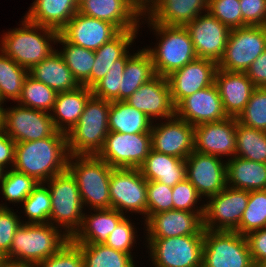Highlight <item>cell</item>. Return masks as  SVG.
I'll use <instances>...</instances> for the list:
<instances>
[{"label":"cell","mask_w":266,"mask_h":267,"mask_svg":"<svg viewBox=\"0 0 266 267\" xmlns=\"http://www.w3.org/2000/svg\"><path fill=\"white\" fill-rule=\"evenodd\" d=\"M109 196L112 209L147 215V180L139 168H113Z\"/></svg>","instance_id":"cell-14"},{"label":"cell","mask_w":266,"mask_h":267,"mask_svg":"<svg viewBox=\"0 0 266 267\" xmlns=\"http://www.w3.org/2000/svg\"><path fill=\"white\" fill-rule=\"evenodd\" d=\"M139 170L147 181H158L170 187L184 181L187 176L185 159L162 154L153 149Z\"/></svg>","instance_id":"cell-28"},{"label":"cell","mask_w":266,"mask_h":267,"mask_svg":"<svg viewBox=\"0 0 266 267\" xmlns=\"http://www.w3.org/2000/svg\"><path fill=\"white\" fill-rule=\"evenodd\" d=\"M7 109H3V131L16 143L44 139L58 131L49 112L20 104Z\"/></svg>","instance_id":"cell-13"},{"label":"cell","mask_w":266,"mask_h":267,"mask_svg":"<svg viewBox=\"0 0 266 267\" xmlns=\"http://www.w3.org/2000/svg\"><path fill=\"white\" fill-rule=\"evenodd\" d=\"M215 85L228 117L238 118L256 88L245 72L217 69Z\"/></svg>","instance_id":"cell-24"},{"label":"cell","mask_w":266,"mask_h":267,"mask_svg":"<svg viewBox=\"0 0 266 267\" xmlns=\"http://www.w3.org/2000/svg\"><path fill=\"white\" fill-rule=\"evenodd\" d=\"M236 154L235 156L266 163V132L240 124L236 125Z\"/></svg>","instance_id":"cell-38"},{"label":"cell","mask_w":266,"mask_h":267,"mask_svg":"<svg viewBox=\"0 0 266 267\" xmlns=\"http://www.w3.org/2000/svg\"><path fill=\"white\" fill-rule=\"evenodd\" d=\"M186 178L202 196H213L227 186L226 163L215 155L193 151L186 159Z\"/></svg>","instance_id":"cell-16"},{"label":"cell","mask_w":266,"mask_h":267,"mask_svg":"<svg viewBox=\"0 0 266 267\" xmlns=\"http://www.w3.org/2000/svg\"><path fill=\"white\" fill-rule=\"evenodd\" d=\"M68 158L67 135L57 131L51 137L16 143L12 166L44 185L47 180L67 170Z\"/></svg>","instance_id":"cell-1"},{"label":"cell","mask_w":266,"mask_h":267,"mask_svg":"<svg viewBox=\"0 0 266 267\" xmlns=\"http://www.w3.org/2000/svg\"><path fill=\"white\" fill-rule=\"evenodd\" d=\"M2 103H4V101L0 97V108H3Z\"/></svg>","instance_id":"cell-62"},{"label":"cell","mask_w":266,"mask_h":267,"mask_svg":"<svg viewBox=\"0 0 266 267\" xmlns=\"http://www.w3.org/2000/svg\"><path fill=\"white\" fill-rule=\"evenodd\" d=\"M156 76L152 58L146 49L131 55L123 72L121 86L119 87V101H125L142 84L147 83Z\"/></svg>","instance_id":"cell-34"},{"label":"cell","mask_w":266,"mask_h":267,"mask_svg":"<svg viewBox=\"0 0 266 267\" xmlns=\"http://www.w3.org/2000/svg\"><path fill=\"white\" fill-rule=\"evenodd\" d=\"M207 11L230 29L248 26L242 19L239 0H209Z\"/></svg>","instance_id":"cell-46"},{"label":"cell","mask_w":266,"mask_h":267,"mask_svg":"<svg viewBox=\"0 0 266 267\" xmlns=\"http://www.w3.org/2000/svg\"><path fill=\"white\" fill-rule=\"evenodd\" d=\"M28 72L35 80L43 82L57 93L74 90L80 86L56 49Z\"/></svg>","instance_id":"cell-31"},{"label":"cell","mask_w":266,"mask_h":267,"mask_svg":"<svg viewBox=\"0 0 266 267\" xmlns=\"http://www.w3.org/2000/svg\"><path fill=\"white\" fill-rule=\"evenodd\" d=\"M97 213L83 215L80 228L70 238L76 244H104L109 234L125 217L116 209L94 210Z\"/></svg>","instance_id":"cell-29"},{"label":"cell","mask_w":266,"mask_h":267,"mask_svg":"<svg viewBox=\"0 0 266 267\" xmlns=\"http://www.w3.org/2000/svg\"><path fill=\"white\" fill-rule=\"evenodd\" d=\"M4 259V257L0 254V262Z\"/></svg>","instance_id":"cell-63"},{"label":"cell","mask_w":266,"mask_h":267,"mask_svg":"<svg viewBox=\"0 0 266 267\" xmlns=\"http://www.w3.org/2000/svg\"><path fill=\"white\" fill-rule=\"evenodd\" d=\"M133 227L134 226L130 220L124 217L109 234L104 244L115 250L131 255L130 250L133 247V242H135V232Z\"/></svg>","instance_id":"cell-51"},{"label":"cell","mask_w":266,"mask_h":267,"mask_svg":"<svg viewBox=\"0 0 266 267\" xmlns=\"http://www.w3.org/2000/svg\"><path fill=\"white\" fill-rule=\"evenodd\" d=\"M237 120L244 126L266 132V87L254 89Z\"/></svg>","instance_id":"cell-45"},{"label":"cell","mask_w":266,"mask_h":267,"mask_svg":"<svg viewBox=\"0 0 266 267\" xmlns=\"http://www.w3.org/2000/svg\"><path fill=\"white\" fill-rule=\"evenodd\" d=\"M56 42L64 45L63 51L59 53L71 70L74 79L79 85L90 89V75L95 62V52L69 43L60 33Z\"/></svg>","instance_id":"cell-36"},{"label":"cell","mask_w":266,"mask_h":267,"mask_svg":"<svg viewBox=\"0 0 266 267\" xmlns=\"http://www.w3.org/2000/svg\"><path fill=\"white\" fill-rule=\"evenodd\" d=\"M34 267H84V261L79 246L70 239L54 255Z\"/></svg>","instance_id":"cell-48"},{"label":"cell","mask_w":266,"mask_h":267,"mask_svg":"<svg viewBox=\"0 0 266 267\" xmlns=\"http://www.w3.org/2000/svg\"><path fill=\"white\" fill-rule=\"evenodd\" d=\"M206 13L197 16L185 27L190 34L197 58L209 59L218 64L225 52L231 29L208 11Z\"/></svg>","instance_id":"cell-15"},{"label":"cell","mask_w":266,"mask_h":267,"mask_svg":"<svg viewBox=\"0 0 266 267\" xmlns=\"http://www.w3.org/2000/svg\"><path fill=\"white\" fill-rule=\"evenodd\" d=\"M127 52L122 58L114 62V66L108 70L106 75L92 88L94 97L119 101V87L126 67V62L131 55Z\"/></svg>","instance_id":"cell-44"},{"label":"cell","mask_w":266,"mask_h":267,"mask_svg":"<svg viewBox=\"0 0 266 267\" xmlns=\"http://www.w3.org/2000/svg\"><path fill=\"white\" fill-rule=\"evenodd\" d=\"M76 1V4L78 5V7L84 3L86 0H75Z\"/></svg>","instance_id":"cell-61"},{"label":"cell","mask_w":266,"mask_h":267,"mask_svg":"<svg viewBox=\"0 0 266 267\" xmlns=\"http://www.w3.org/2000/svg\"><path fill=\"white\" fill-rule=\"evenodd\" d=\"M237 118L194 126V151L222 157L236 154Z\"/></svg>","instance_id":"cell-20"},{"label":"cell","mask_w":266,"mask_h":267,"mask_svg":"<svg viewBox=\"0 0 266 267\" xmlns=\"http://www.w3.org/2000/svg\"><path fill=\"white\" fill-rule=\"evenodd\" d=\"M147 20L153 26L152 29L161 36L158 47L146 49L152 58L156 75L167 77L197 58L185 26L154 23L149 17Z\"/></svg>","instance_id":"cell-6"},{"label":"cell","mask_w":266,"mask_h":267,"mask_svg":"<svg viewBox=\"0 0 266 267\" xmlns=\"http://www.w3.org/2000/svg\"><path fill=\"white\" fill-rule=\"evenodd\" d=\"M32 4L25 18L58 32L79 10L75 0H35Z\"/></svg>","instance_id":"cell-30"},{"label":"cell","mask_w":266,"mask_h":267,"mask_svg":"<svg viewBox=\"0 0 266 267\" xmlns=\"http://www.w3.org/2000/svg\"><path fill=\"white\" fill-rule=\"evenodd\" d=\"M21 25L23 27L5 33L1 40L0 51L20 66L30 70L55 51L49 42L54 41L55 43L59 32L34 24L25 17ZM41 33L43 34L41 35Z\"/></svg>","instance_id":"cell-2"},{"label":"cell","mask_w":266,"mask_h":267,"mask_svg":"<svg viewBox=\"0 0 266 267\" xmlns=\"http://www.w3.org/2000/svg\"><path fill=\"white\" fill-rule=\"evenodd\" d=\"M266 49V26H245L231 29L218 68L224 71L246 72Z\"/></svg>","instance_id":"cell-10"},{"label":"cell","mask_w":266,"mask_h":267,"mask_svg":"<svg viewBox=\"0 0 266 267\" xmlns=\"http://www.w3.org/2000/svg\"><path fill=\"white\" fill-rule=\"evenodd\" d=\"M128 3L141 16L150 13V11L158 4L159 0H127Z\"/></svg>","instance_id":"cell-56"},{"label":"cell","mask_w":266,"mask_h":267,"mask_svg":"<svg viewBox=\"0 0 266 267\" xmlns=\"http://www.w3.org/2000/svg\"><path fill=\"white\" fill-rule=\"evenodd\" d=\"M125 101L145 113L150 120L169 119L175 116V106L172 102L168 80L160 75L142 84Z\"/></svg>","instance_id":"cell-22"},{"label":"cell","mask_w":266,"mask_h":267,"mask_svg":"<svg viewBox=\"0 0 266 267\" xmlns=\"http://www.w3.org/2000/svg\"><path fill=\"white\" fill-rule=\"evenodd\" d=\"M50 223H23L16 230L9 253L4 257L37 264L54 255L70 238Z\"/></svg>","instance_id":"cell-4"},{"label":"cell","mask_w":266,"mask_h":267,"mask_svg":"<svg viewBox=\"0 0 266 267\" xmlns=\"http://www.w3.org/2000/svg\"><path fill=\"white\" fill-rule=\"evenodd\" d=\"M263 228H266V189L249 191L247 207L235 232L246 236Z\"/></svg>","instance_id":"cell-41"},{"label":"cell","mask_w":266,"mask_h":267,"mask_svg":"<svg viewBox=\"0 0 266 267\" xmlns=\"http://www.w3.org/2000/svg\"><path fill=\"white\" fill-rule=\"evenodd\" d=\"M226 172L229 187L247 191L266 189V163L231 156L226 163Z\"/></svg>","instance_id":"cell-32"},{"label":"cell","mask_w":266,"mask_h":267,"mask_svg":"<svg viewBox=\"0 0 266 267\" xmlns=\"http://www.w3.org/2000/svg\"><path fill=\"white\" fill-rule=\"evenodd\" d=\"M38 183L33 177L11 168L4 174L1 182V192L6 200L22 203Z\"/></svg>","instance_id":"cell-42"},{"label":"cell","mask_w":266,"mask_h":267,"mask_svg":"<svg viewBox=\"0 0 266 267\" xmlns=\"http://www.w3.org/2000/svg\"><path fill=\"white\" fill-rule=\"evenodd\" d=\"M175 115L193 126L228 117L215 83L184 98L175 107Z\"/></svg>","instance_id":"cell-19"},{"label":"cell","mask_w":266,"mask_h":267,"mask_svg":"<svg viewBox=\"0 0 266 267\" xmlns=\"http://www.w3.org/2000/svg\"><path fill=\"white\" fill-rule=\"evenodd\" d=\"M5 172L6 170H4L2 166H0V182H2Z\"/></svg>","instance_id":"cell-60"},{"label":"cell","mask_w":266,"mask_h":267,"mask_svg":"<svg viewBox=\"0 0 266 267\" xmlns=\"http://www.w3.org/2000/svg\"><path fill=\"white\" fill-rule=\"evenodd\" d=\"M92 95V89L84 85L74 90L57 93L52 110L54 114H51L56 129L67 134L78 122L86 102Z\"/></svg>","instance_id":"cell-26"},{"label":"cell","mask_w":266,"mask_h":267,"mask_svg":"<svg viewBox=\"0 0 266 267\" xmlns=\"http://www.w3.org/2000/svg\"><path fill=\"white\" fill-rule=\"evenodd\" d=\"M253 267H266V261L254 262Z\"/></svg>","instance_id":"cell-59"},{"label":"cell","mask_w":266,"mask_h":267,"mask_svg":"<svg viewBox=\"0 0 266 267\" xmlns=\"http://www.w3.org/2000/svg\"><path fill=\"white\" fill-rule=\"evenodd\" d=\"M67 170L76 180L83 206L111 209L109 184L113 167L97 155H69Z\"/></svg>","instance_id":"cell-5"},{"label":"cell","mask_w":266,"mask_h":267,"mask_svg":"<svg viewBox=\"0 0 266 267\" xmlns=\"http://www.w3.org/2000/svg\"><path fill=\"white\" fill-rule=\"evenodd\" d=\"M0 53V97L3 101H18L29 72L2 51Z\"/></svg>","instance_id":"cell-39"},{"label":"cell","mask_w":266,"mask_h":267,"mask_svg":"<svg viewBox=\"0 0 266 267\" xmlns=\"http://www.w3.org/2000/svg\"><path fill=\"white\" fill-rule=\"evenodd\" d=\"M0 267H34V265L26 262L4 258L0 262Z\"/></svg>","instance_id":"cell-57"},{"label":"cell","mask_w":266,"mask_h":267,"mask_svg":"<svg viewBox=\"0 0 266 267\" xmlns=\"http://www.w3.org/2000/svg\"><path fill=\"white\" fill-rule=\"evenodd\" d=\"M242 19L248 26H266V0H239Z\"/></svg>","instance_id":"cell-52"},{"label":"cell","mask_w":266,"mask_h":267,"mask_svg":"<svg viewBox=\"0 0 266 267\" xmlns=\"http://www.w3.org/2000/svg\"><path fill=\"white\" fill-rule=\"evenodd\" d=\"M151 149V133L109 132L97 156L113 168H139Z\"/></svg>","instance_id":"cell-12"},{"label":"cell","mask_w":266,"mask_h":267,"mask_svg":"<svg viewBox=\"0 0 266 267\" xmlns=\"http://www.w3.org/2000/svg\"><path fill=\"white\" fill-rule=\"evenodd\" d=\"M83 256L84 267H135L132 255L105 244H77Z\"/></svg>","instance_id":"cell-37"},{"label":"cell","mask_w":266,"mask_h":267,"mask_svg":"<svg viewBox=\"0 0 266 267\" xmlns=\"http://www.w3.org/2000/svg\"><path fill=\"white\" fill-rule=\"evenodd\" d=\"M217 69L216 62L196 58L167 76L174 106L176 107L184 98L196 91L213 85Z\"/></svg>","instance_id":"cell-17"},{"label":"cell","mask_w":266,"mask_h":267,"mask_svg":"<svg viewBox=\"0 0 266 267\" xmlns=\"http://www.w3.org/2000/svg\"><path fill=\"white\" fill-rule=\"evenodd\" d=\"M45 183L49 184L47 187L51 195L49 223L54 225L52 223L54 220L58 226L65 228L63 232L71 238L80 228L85 214L82 213L83 203L76 180L66 170Z\"/></svg>","instance_id":"cell-7"},{"label":"cell","mask_w":266,"mask_h":267,"mask_svg":"<svg viewBox=\"0 0 266 267\" xmlns=\"http://www.w3.org/2000/svg\"><path fill=\"white\" fill-rule=\"evenodd\" d=\"M155 267H202L204 234L147 238Z\"/></svg>","instance_id":"cell-9"},{"label":"cell","mask_w":266,"mask_h":267,"mask_svg":"<svg viewBox=\"0 0 266 267\" xmlns=\"http://www.w3.org/2000/svg\"><path fill=\"white\" fill-rule=\"evenodd\" d=\"M204 212L169 210L151 215L145 220L148 238H170L204 234Z\"/></svg>","instance_id":"cell-23"},{"label":"cell","mask_w":266,"mask_h":267,"mask_svg":"<svg viewBox=\"0 0 266 267\" xmlns=\"http://www.w3.org/2000/svg\"><path fill=\"white\" fill-rule=\"evenodd\" d=\"M204 204L203 226L211 231H235L249 200V191L226 186ZM216 224V225H215Z\"/></svg>","instance_id":"cell-11"},{"label":"cell","mask_w":266,"mask_h":267,"mask_svg":"<svg viewBox=\"0 0 266 267\" xmlns=\"http://www.w3.org/2000/svg\"><path fill=\"white\" fill-rule=\"evenodd\" d=\"M138 30L121 31L116 37L104 43L95 52V62L90 75V89H92L114 66V62L122 58L127 52V47L132 45Z\"/></svg>","instance_id":"cell-33"},{"label":"cell","mask_w":266,"mask_h":267,"mask_svg":"<svg viewBox=\"0 0 266 267\" xmlns=\"http://www.w3.org/2000/svg\"><path fill=\"white\" fill-rule=\"evenodd\" d=\"M253 262L266 261V228L245 236Z\"/></svg>","instance_id":"cell-53"},{"label":"cell","mask_w":266,"mask_h":267,"mask_svg":"<svg viewBox=\"0 0 266 267\" xmlns=\"http://www.w3.org/2000/svg\"><path fill=\"white\" fill-rule=\"evenodd\" d=\"M120 32L110 22L77 12L59 33L71 44L96 51Z\"/></svg>","instance_id":"cell-21"},{"label":"cell","mask_w":266,"mask_h":267,"mask_svg":"<svg viewBox=\"0 0 266 267\" xmlns=\"http://www.w3.org/2000/svg\"><path fill=\"white\" fill-rule=\"evenodd\" d=\"M21 224L15 212L0 204V254L3 257L9 253L14 234Z\"/></svg>","instance_id":"cell-50"},{"label":"cell","mask_w":266,"mask_h":267,"mask_svg":"<svg viewBox=\"0 0 266 267\" xmlns=\"http://www.w3.org/2000/svg\"><path fill=\"white\" fill-rule=\"evenodd\" d=\"M57 92L43 82L27 75L21 97L17 102L28 108L50 112L54 108Z\"/></svg>","instance_id":"cell-40"},{"label":"cell","mask_w":266,"mask_h":267,"mask_svg":"<svg viewBox=\"0 0 266 267\" xmlns=\"http://www.w3.org/2000/svg\"><path fill=\"white\" fill-rule=\"evenodd\" d=\"M253 263L245 236L204 230L202 267H253Z\"/></svg>","instance_id":"cell-8"},{"label":"cell","mask_w":266,"mask_h":267,"mask_svg":"<svg viewBox=\"0 0 266 267\" xmlns=\"http://www.w3.org/2000/svg\"><path fill=\"white\" fill-rule=\"evenodd\" d=\"M16 142L4 131L0 132V166L5 168L7 164H13L15 160Z\"/></svg>","instance_id":"cell-55"},{"label":"cell","mask_w":266,"mask_h":267,"mask_svg":"<svg viewBox=\"0 0 266 267\" xmlns=\"http://www.w3.org/2000/svg\"><path fill=\"white\" fill-rule=\"evenodd\" d=\"M152 121L126 101H110L109 132L151 133Z\"/></svg>","instance_id":"cell-35"},{"label":"cell","mask_w":266,"mask_h":267,"mask_svg":"<svg viewBox=\"0 0 266 267\" xmlns=\"http://www.w3.org/2000/svg\"><path fill=\"white\" fill-rule=\"evenodd\" d=\"M78 12L110 22L120 31L139 28L140 15L127 0H86L79 6Z\"/></svg>","instance_id":"cell-25"},{"label":"cell","mask_w":266,"mask_h":267,"mask_svg":"<svg viewBox=\"0 0 266 267\" xmlns=\"http://www.w3.org/2000/svg\"><path fill=\"white\" fill-rule=\"evenodd\" d=\"M209 0H159L148 16L154 23L186 26L203 11L208 10Z\"/></svg>","instance_id":"cell-27"},{"label":"cell","mask_w":266,"mask_h":267,"mask_svg":"<svg viewBox=\"0 0 266 267\" xmlns=\"http://www.w3.org/2000/svg\"><path fill=\"white\" fill-rule=\"evenodd\" d=\"M43 183L33 189L30 195L22 202L25 215L29 218L25 223H49L51 213V195Z\"/></svg>","instance_id":"cell-43"},{"label":"cell","mask_w":266,"mask_h":267,"mask_svg":"<svg viewBox=\"0 0 266 267\" xmlns=\"http://www.w3.org/2000/svg\"><path fill=\"white\" fill-rule=\"evenodd\" d=\"M110 101L94 97L85 104L78 122L66 134L69 155H97L109 133Z\"/></svg>","instance_id":"cell-3"},{"label":"cell","mask_w":266,"mask_h":267,"mask_svg":"<svg viewBox=\"0 0 266 267\" xmlns=\"http://www.w3.org/2000/svg\"><path fill=\"white\" fill-rule=\"evenodd\" d=\"M255 87H266V49L245 72Z\"/></svg>","instance_id":"cell-54"},{"label":"cell","mask_w":266,"mask_h":267,"mask_svg":"<svg viewBox=\"0 0 266 267\" xmlns=\"http://www.w3.org/2000/svg\"><path fill=\"white\" fill-rule=\"evenodd\" d=\"M173 209L172 187L158 181H147V216Z\"/></svg>","instance_id":"cell-47"},{"label":"cell","mask_w":266,"mask_h":267,"mask_svg":"<svg viewBox=\"0 0 266 267\" xmlns=\"http://www.w3.org/2000/svg\"><path fill=\"white\" fill-rule=\"evenodd\" d=\"M164 124L151 127L152 149L186 159L194 151V126L176 115Z\"/></svg>","instance_id":"cell-18"},{"label":"cell","mask_w":266,"mask_h":267,"mask_svg":"<svg viewBox=\"0 0 266 267\" xmlns=\"http://www.w3.org/2000/svg\"><path fill=\"white\" fill-rule=\"evenodd\" d=\"M199 198H201V196L187 178L172 187L173 209L175 210L204 212V206H200V209L197 210L193 208L195 204H197Z\"/></svg>","instance_id":"cell-49"},{"label":"cell","mask_w":266,"mask_h":267,"mask_svg":"<svg viewBox=\"0 0 266 267\" xmlns=\"http://www.w3.org/2000/svg\"><path fill=\"white\" fill-rule=\"evenodd\" d=\"M3 109L0 108V132L3 131Z\"/></svg>","instance_id":"cell-58"}]
</instances>
